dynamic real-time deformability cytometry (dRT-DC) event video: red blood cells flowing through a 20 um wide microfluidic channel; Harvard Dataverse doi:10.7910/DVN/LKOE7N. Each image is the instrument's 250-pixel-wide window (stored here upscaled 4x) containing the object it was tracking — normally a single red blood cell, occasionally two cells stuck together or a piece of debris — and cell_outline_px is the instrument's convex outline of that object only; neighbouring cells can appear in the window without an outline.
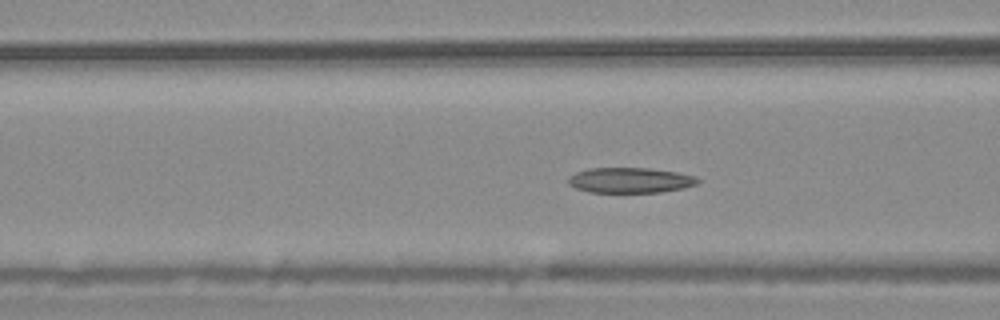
{"species": "common noctule bat (a hibernating species)", "species_latin": "Nyctalus noctula", "temperature_condition": "warm", "stored_images_in_passage": 56, "camera_frame_rate_fps": 3000, "um_per_image_px": 0.085, "animal": {"sex": "male", "body_mass_g": 20.4}, "frame": {"image": 1, "passage_image": 22, "time_ms": 7.0, "image_size_px": [1000, 320], "cell_outline_px": [[700, 180], [696, 184], [684, 188], [660, 192], [588, 192], [576, 188], [568, 184], [568, 176], [576, 172], [588, 168], [648, 168], [676, 172], [696, 176]], "centroid_in_image_um": [53.54, 15.32], "position_along_channel_um": 113.1, "area_um2": 19.13}}
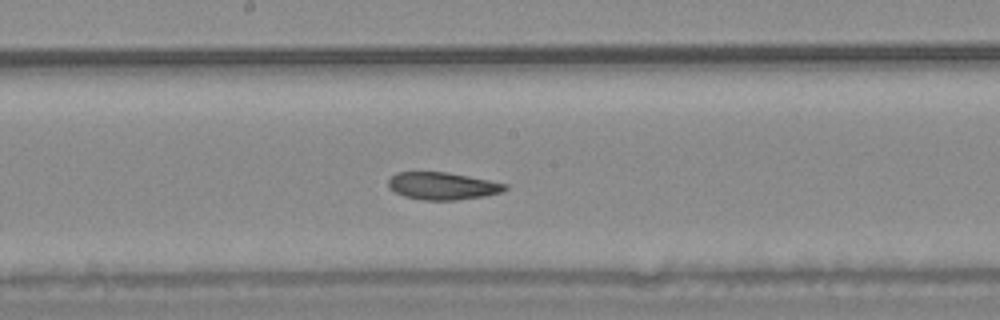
{"frame": {"image": 2, "passage_image": 30, "time_ms": 9.667, "image_size_px": [1000, 320], "cell_outline_px": [[508, 188], [500, 192], [484, 196], [456, 200], [424, 200], [404, 196], [388, 188], [388, 180], [396, 172], [444, 172], [468, 176], [508, 184]], "centroid_in_image_um": [37.6, 15.81], "position_along_channel_um": 210.6, "area_um2": 18.5}}
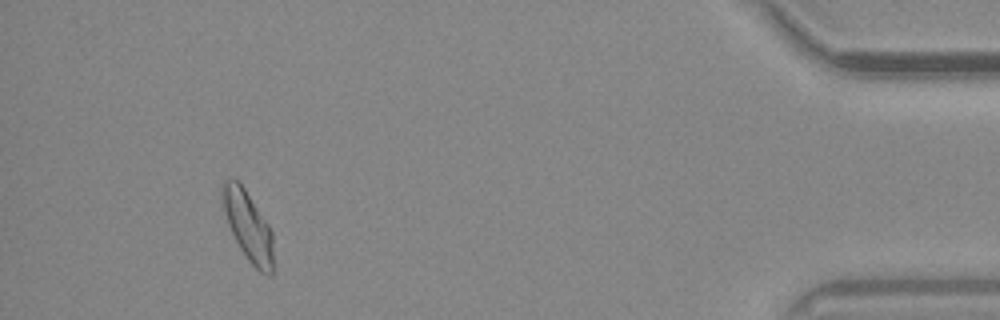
{"frame": {"image": 3, "passage_image": 52, "time_ms": 17.0, "image_size_px": [1000, 320], "cell_outline_px": [[272, 276], [268, 276], [260, 272], [248, 260], [240, 248], [228, 224], [220, 200], [220, 184], [224, 180], [236, 180], [244, 188], [268, 224], [272, 232]], "centroid_in_image_um": [21.05, 19.19], "position_along_channel_um": 414.2, "area_um2": 20.46}, "authors_computed_cell_mechanics": {"area_um2": 20.1433, "velocity_mm_per_s": 3.6579, "shape_relaxation_time_tau1_ms": 10.5587, "shape_relaxation_time_tau2_ms": 2.4492, "deformation_change_tau1": 0.1963, "deformation_change_tau2": 0.0879}}